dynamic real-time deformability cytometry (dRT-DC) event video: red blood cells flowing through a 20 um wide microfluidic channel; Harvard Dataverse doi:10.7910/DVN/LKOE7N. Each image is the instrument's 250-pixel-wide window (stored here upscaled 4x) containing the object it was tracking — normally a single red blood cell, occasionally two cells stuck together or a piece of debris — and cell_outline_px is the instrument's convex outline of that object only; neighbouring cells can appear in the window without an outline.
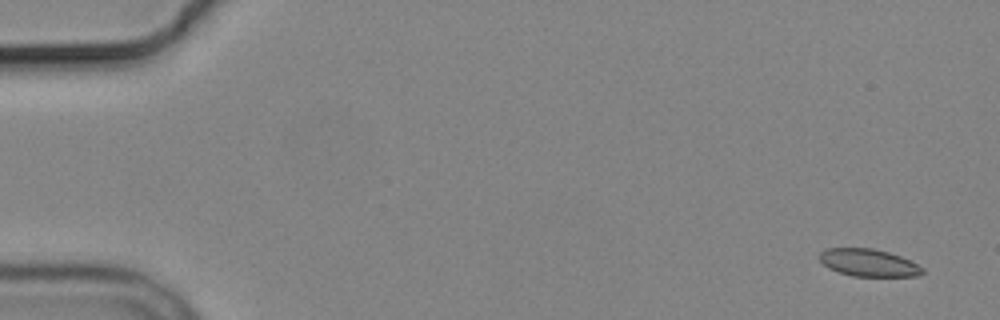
{"species": "common noctule bat (a hibernating species)", "species_latin": "Nyctalus noctula", "temperature_condition": "cold", "stored_images_in_passage": 5, "camera_frame_rate_fps": 3000, "um_per_image_px": 0.085, "animal": {"sex": "male", "body_mass_g": 19.2, "forearm_length_mm": 51.8}, "frame": {"image": 1, "passage_image": 1, "time_ms": 0.0, "image_size_px": [1000, 320], "cell_outline_px": [[924, 272], [920, 276], [852, 276], [828, 268], [820, 260], [820, 252], [828, 248], [872, 248], [888, 252], [900, 256], [924, 268]], "centroid_in_image_um": [73.84, 22.33], "position_along_channel_um": 11.2, "area_um2": 16.3}}